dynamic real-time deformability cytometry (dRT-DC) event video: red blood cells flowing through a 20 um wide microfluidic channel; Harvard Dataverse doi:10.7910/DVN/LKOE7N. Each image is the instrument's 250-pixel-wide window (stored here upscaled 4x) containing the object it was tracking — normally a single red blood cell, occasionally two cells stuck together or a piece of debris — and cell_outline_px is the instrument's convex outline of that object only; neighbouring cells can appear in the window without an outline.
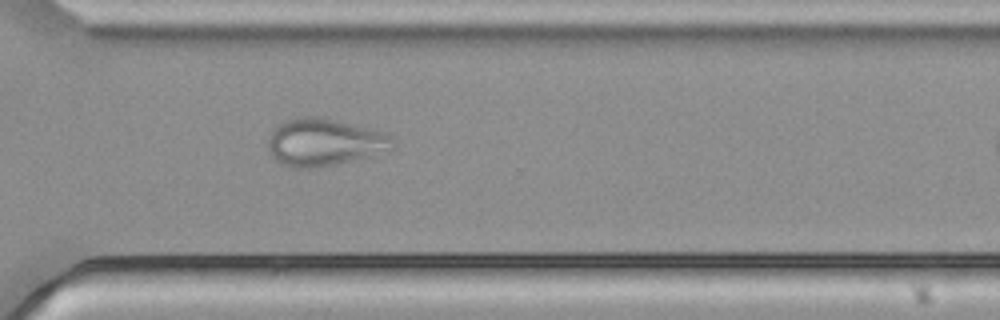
{"species": "common noctule bat (a hibernating species)", "species_latin": "Nyctalus noctula", "temperature_condition": "cold", "stored_images_in_passage": 36, "camera_frame_rate_fps": 3000, "um_per_image_px": 0.085, "animal": {"sex": "male", "body_mass_g": 21.5, "forearm_length_mm": 52.0}, "frame": {"image": 1, "passage_image": 31, "time_ms": 10.0, "image_size_px": [1000, 320], "cell_outline_px": [[392, 148], [372, 156], [336, 164], [316, 168], [292, 168], [280, 164], [272, 156], [268, 148], [268, 136], [284, 120], [300, 116], [316, 116], [336, 120], [384, 132], [392, 140]], "centroid_in_image_um": [27.51, 12.1], "position_along_channel_um": 343.1, "area_um2": 34.28}}